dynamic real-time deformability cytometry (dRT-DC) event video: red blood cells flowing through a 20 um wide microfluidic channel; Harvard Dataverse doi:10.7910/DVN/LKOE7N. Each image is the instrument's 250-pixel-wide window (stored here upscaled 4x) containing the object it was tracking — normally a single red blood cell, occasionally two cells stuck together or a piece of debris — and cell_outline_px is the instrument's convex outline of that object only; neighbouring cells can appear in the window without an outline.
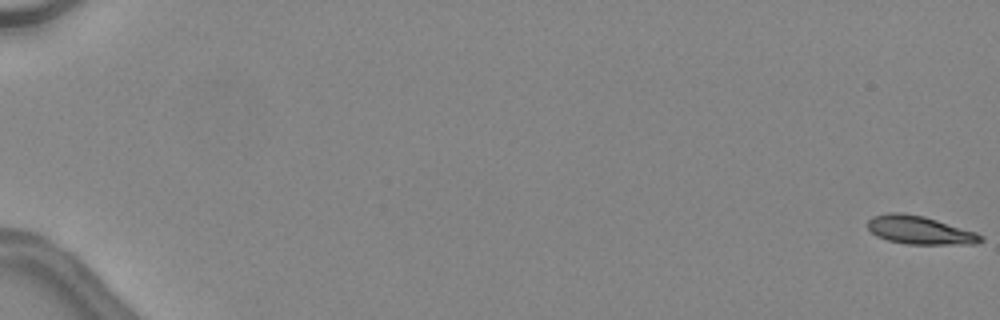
{"species": "common noctule bat (a hibernating species)", "species_latin": "Nyctalus noctula", "temperature_condition": "warm", "stored_images_in_passage": 49, "camera_frame_rate_fps": 3000, "um_per_image_px": 0.085, "animal": {"sex": "female", "body_mass_g": 24.6, "forearm_length_mm": 56.2}, "frame": {"image": 1, "passage_image": 1, "time_ms": 0.0, "image_size_px": [1000, 320], "cell_outline_px": [[984, 240], [976, 244], [904, 244], [888, 240], [876, 236], [868, 228], [868, 220], [872, 216], [888, 212], [904, 212], [924, 216], [976, 232], [984, 236]], "centroid_in_image_um": [78.18, 19.56], "position_along_channel_um": 6.8, "area_um2": 18.79}}
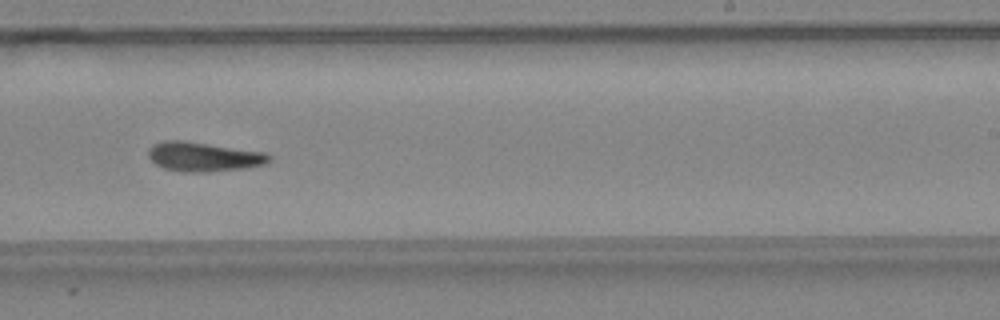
{"frame": {"image": 2, "passage_image": 33, "time_ms": 10.667, "image_size_px": [1000, 320], "cell_outline_px": [[272, 160], [268, 164], [248, 168], [204, 172], [184, 172], [164, 168], [156, 164], [148, 156], [148, 148], [152, 144], [164, 140], [184, 140], [268, 152], [272, 156]], "centroid_in_image_um": [17.37, 13.31], "position_along_channel_um": 271.6, "area_um2": 21.15}}
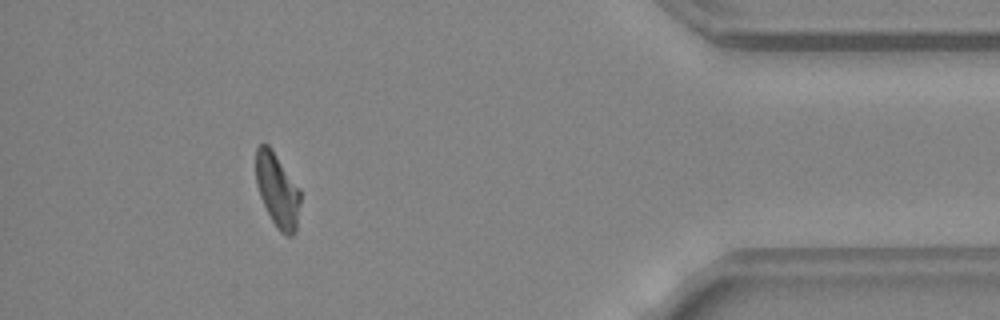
{"frame": {"image": 3, "passage_image": 45, "time_ms": 14.667, "image_size_px": [1000, 320], "cell_outline_px": [[300, 204], [296, 228], [292, 236], [288, 236], [280, 232], [276, 228], [260, 196], [256, 184], [256, 148], [260, 144], [268, 144], [272, 148], [300, 188]], "centroid_in_image_um": [23.58, 16.15], "position_along_channel_um": 411.6, "area_um2": 19.19}, "authors_computed_cell_mechanics": {"area_um2": 19.652, "velocity_mm_per_s": 4.5575, "shape_relaxation_time_tau1_ms": 4.3014, "shape_relaxation_time_tau2_ms": null, "deformation_change_tau1": 0.2134, "deformation_change_tau2": null}}